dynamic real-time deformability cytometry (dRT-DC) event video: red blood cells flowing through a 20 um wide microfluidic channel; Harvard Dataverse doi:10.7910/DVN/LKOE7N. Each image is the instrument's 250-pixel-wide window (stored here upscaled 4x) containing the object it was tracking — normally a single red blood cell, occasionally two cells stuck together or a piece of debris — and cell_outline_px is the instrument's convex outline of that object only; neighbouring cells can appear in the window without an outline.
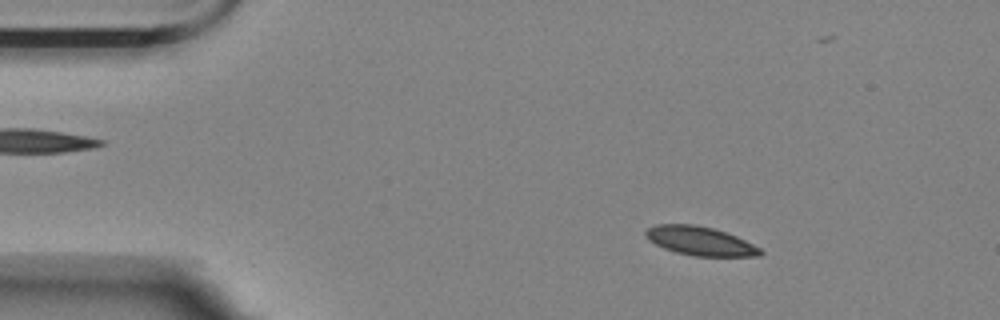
{"species": "Egyptian fruit bat (a non-hibernating species)", "species_latin": "Rousettus aegyptiacus", "temperature_condition": "room temperature", "stored_images_in_passage": 57, "camera_frame_rate_fps": 3000, "um_per_image_px": 0.085, "animal": {"sex": "female"}, "frame": {"image": 1, "passage_image": 8, "time_ms": 2.333, "image_size_px": [1000, 320], "cell_outline_px": [[764, 252], [760, 256], [692, 256], [676, 252], [664, 248], [648, 240], [644, 236], [644, 232], [648, 228], [656, 224], [692, 224], [712, 228], [736, 236], [760, 248]], "centroid_in_image_um": [59.48, 20.49], "position_along_channel_um": 25.5, "area_um2": 19.19}}
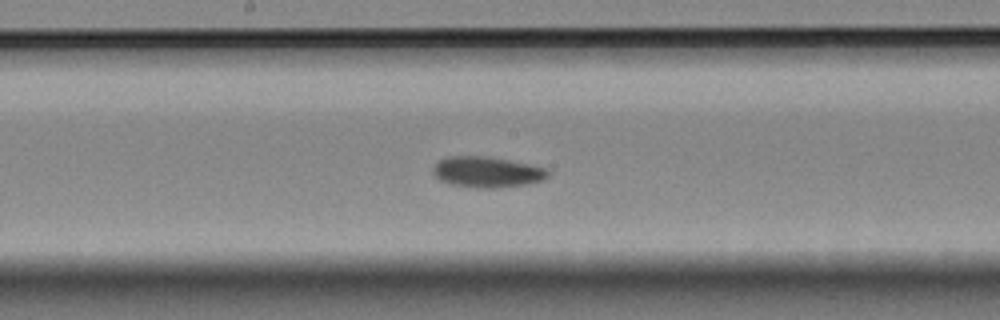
{"frame": {"image": 2, "passage_image": 29, "time_ms": 9.333, "image_size_px": [1000, 320], "cell_outline_px": [[548, 176], [544, 180], [524, 184], [496, 188], [472, 188], [448, 184], [440, 180], [432, 172], [432, 168], [440, 160], [448, 156], [484, 156], [508, 160], [528, 164], [544, 168], [548, 172]], "centroid_in_image_um": [41.34, 14.63], "position_along_channel_um": 206.9, "area_um2": 20.52}}
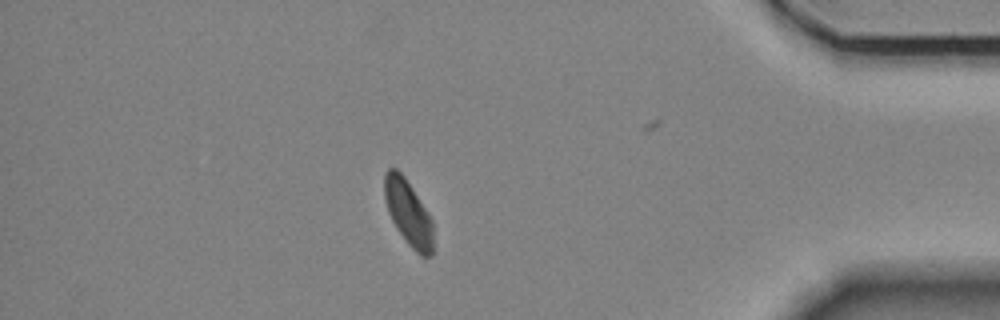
{"frame": {"image": 3, "passage_image": 49, "time_ms": 16.0, "image_size_px": [1000, 320], "cell_outline_px": [[432, 256], [420, 256], [408, 244], [396, 228], [388, 212], [384, 196], [384, 172], [388, 168], [396, 168], [404, 176], [428, 212], [432, 220]], "centroid_in_image_um": [34.68, 18.07], "position_along_channel_um": 400.5, "area_um2": 18.5}, "authors_computed_cell_mechanics": {"area_um2": 19.7098, "velocity_mm_per_s": 3.4786, "shape_relaxation_time_tau1_ms": 4.1464, "shape_relaxation_time_tau2_ms": 5.4349, "deformation_change_tau1": 0.1066, "deformation_change_tau2": 0.0802}}